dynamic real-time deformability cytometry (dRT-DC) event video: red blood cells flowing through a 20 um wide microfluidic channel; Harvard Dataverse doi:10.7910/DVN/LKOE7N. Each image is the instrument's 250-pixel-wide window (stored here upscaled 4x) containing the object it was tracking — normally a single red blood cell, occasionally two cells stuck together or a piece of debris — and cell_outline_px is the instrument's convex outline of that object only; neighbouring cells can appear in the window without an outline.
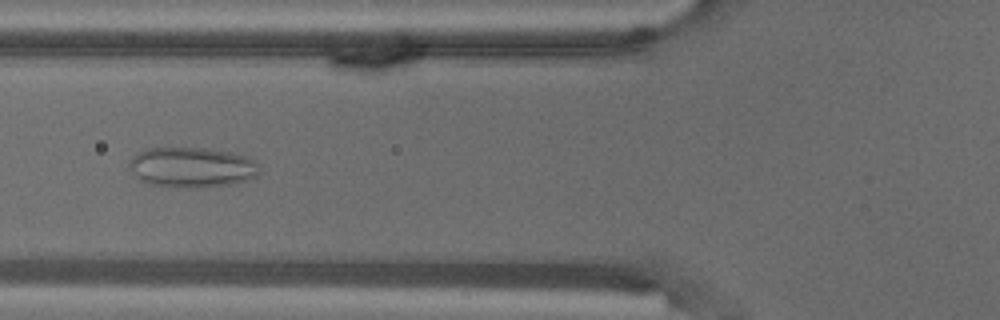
{"species": "common noctule bat (a hibernating species)", "species_latin": "Nyctalus noctula", "temperature_condition": "warm", "stored_images_in_passage": 40, "camera_frame_rate_fps": 3000, "um_per_image_px": 0.085, "animal": {"sex": "male", "body_mass_g": 18.8}, "frame": {"image": 1, "passage_image": 6, "time_ms": 1.667, "image_size_px": [1000, 320], "cell_outline_px": [[260, 172], [256, 176], [248, 180], [232, 184], [196, 188], [184, 188], [148, 184], [140, 180], [132, 172], [128, 164], [132, 156], [136, 152], [144, 148], [204, 148], [232, 152], [244, 156], [252, 160], [256, 164]], "centroid_in_image_um": [16.26, 14.22], "position_along_channel_um": 109.5, "area_um2": 30.69}}
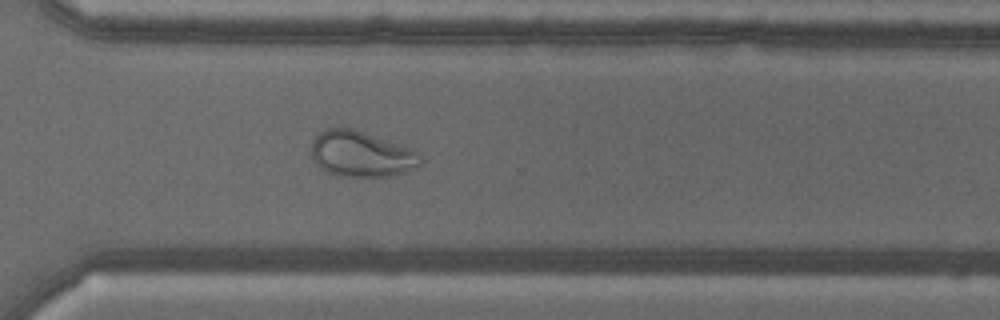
{"frame": {"image": 2, "passage_image": 25, "time_ms": 8.0, "image_size_px": [1000, 320], "cell_outline_px": [[424, 164], [408, 172], [388, 176], [340, 176], [328, 172], [320, 168], [312, 160], [312, 140], [316, 132], [324, 128], [352, 128], [404, 144], [412, 148], [424, 156]], "centroid_in_image_um": [30.76, 13.08], "position_along_channel_um": 339.8, "area_um2": 29.94}}
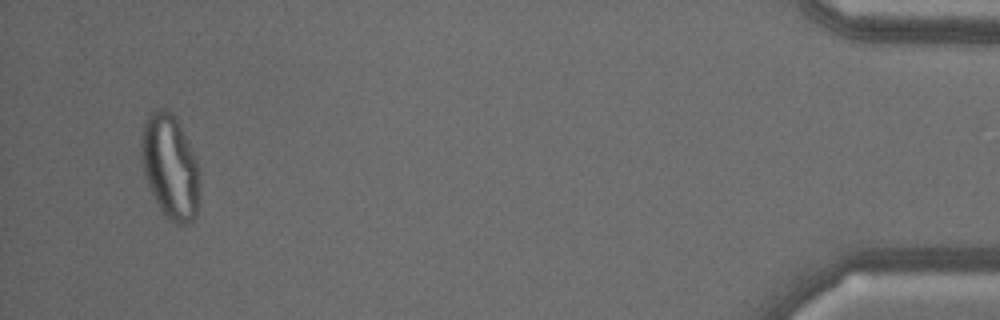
{"frame": {"image": 3, "passage_image": 38, "time_ms": 12.333, "image_size_px": [1000, 320], "cell_outline_px": [[200, 184], [196, 216], [188, 224], [176, 224], [168, 220], [164, 216], [148, 184], [144, 172], [140, 152], [140, 140], [144, 124], [148, 116], [152, 112], [160, 108], [168, 108], [176, 116], [196, 156], [200, 168]], "centroid_in_image_um": [14.49, 14.15], "position_along_channel_um": 420.7, "area_um2": 36.01}}